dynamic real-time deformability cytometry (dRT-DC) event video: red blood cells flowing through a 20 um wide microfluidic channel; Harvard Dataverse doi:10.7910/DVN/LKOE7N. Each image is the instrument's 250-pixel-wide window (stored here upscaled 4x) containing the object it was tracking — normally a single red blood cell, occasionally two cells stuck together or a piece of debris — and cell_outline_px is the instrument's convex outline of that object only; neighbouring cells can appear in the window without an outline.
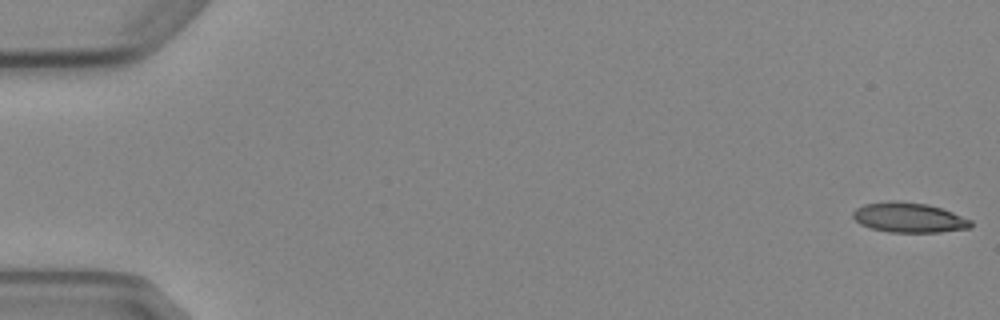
{"species": "Egyptian fruit bat (a non-hibernating species)", "species_latin": "Rousettus aegyptiacus", "temperature_condition": "cold", "stored_images_in_passage": 8, "camera_frame_rate_fps": 3000, "um_per_image_px": 0.085, "animal": {"sex": "female"}, "frame": {"image": 1, "passage_image": 1, "time_ms": 0.0, "image_size_px": [1000, 320], "cell_outline_px": [[972, 228], [940, 232], [888, 232], [872, 228], [860, 224], [852, 216], [852, 212], [856, 208], [864, 204], [892, 200], [896, 200], [928, 204], [952, 212], [972, 220]], "centroid_in_image_um": [77.26, 18.49], "position_along_channel_um": 7.7, "area_um2": 20.63}}
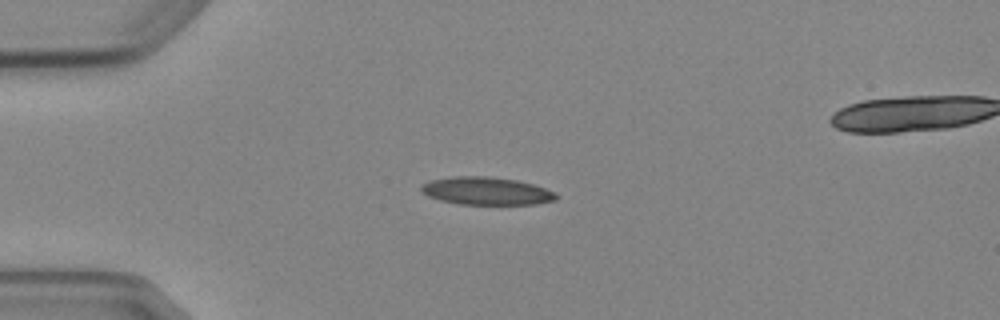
{"frame": {"image": 2, "passage_image": 4, "time_ms": 4.333, "image_size_px": [1000, 320], "cell_outline_px": [[556, 200], [536, 204], [460, 204], [440, 200], [428, 196], [420, 192], [420, 184], [432, 180], [452, 176], [488, 176], [516, 180], [532, 184], [556, 192]], "centroid_in_image_um": [41.3, 16.23], "position_along_channel_um": 43.7, "area_um2": 21.85}}
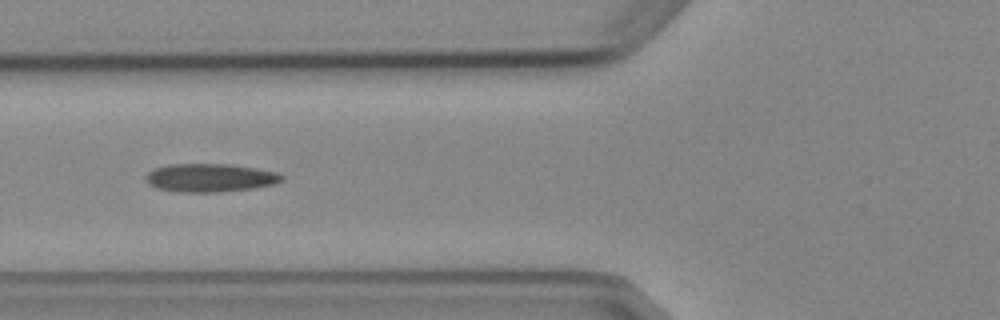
{"frame": {"image": 3, "passage_image": 6, "time_ms": 6.667, "image_size_px": [1000, 320], "cell_outline_px": [[284, 180], [276, 184], [252, 188], [220, 192], [180, 192], [156, 188], [148, 180], [148, 172], [152, 168], [168, 164], [232, 164], [280, 172], [284, 176]], "centroid_in_image_um": [17.93, 15.1], "position_along_channel_um": 107.9, "area_um2": 22.54}}